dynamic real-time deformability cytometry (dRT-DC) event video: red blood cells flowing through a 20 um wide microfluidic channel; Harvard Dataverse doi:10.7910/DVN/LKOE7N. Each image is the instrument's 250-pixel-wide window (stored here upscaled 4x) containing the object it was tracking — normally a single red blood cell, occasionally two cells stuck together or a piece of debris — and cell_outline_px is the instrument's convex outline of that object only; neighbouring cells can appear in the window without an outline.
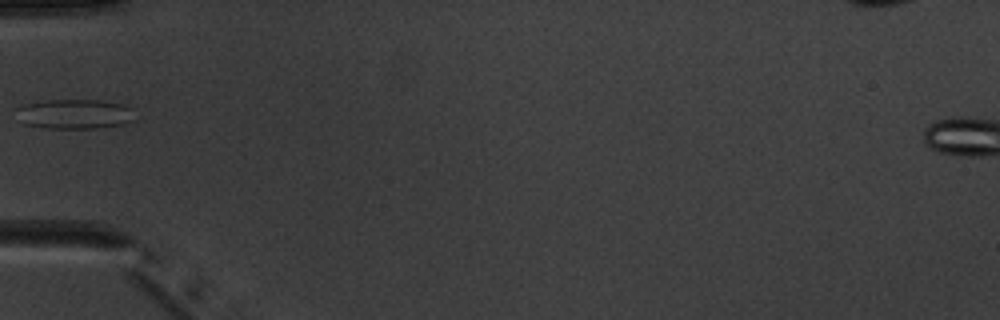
{"species": "common noctule bat (a hibernating species)", "species_latin": "Nyctalus noctula", "temperature_condition": "warm", "stored_images_in_passage": 3, "camera_frame_rate_fps": 3000, "um_per_image_px": 0.085, "animal": {"sex": "male", "body_mass_g": 20.1, "forearm_length_mm": 53.5}, "frame": {"image": 1, "passage_image": 2, "time_ms": 1.333, "image_size_px": [1000, 320], "cell_outline_px": [[136, 120], [124, 124], [100, 128], [44, 128], [24, 124], [16, 120], [16, 108], [24, 104], [48, 100], [100, 100], [124, 104], [132, 108]], "centroid_in_image_um": [6.34, 9.7], "position_along_channel_um": 78.7, "area_um2": 20.98}}
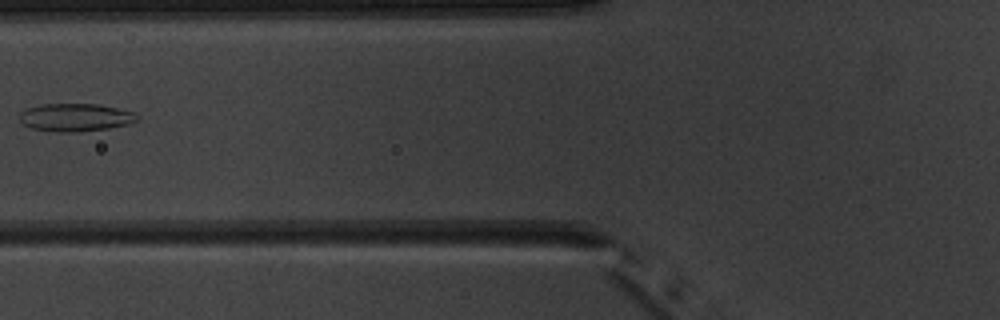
{"frame": {"image": 2, "passage_image": 3, "time_ms": 2.333, "image_size_px": [1000, 320], "cell_outline_px": [[140, 120], [128, 124], [108, 128], [76, 132], [56, 132], [32, 128], [24, 124], [20, 120], [20, 112], [28, 108], [40, 104], [100, 104], [120, 108], [136, 112], [140, 116]], "centroid_in_image_um": [6.48, 9.97], "position_along_channel_um": 119.3, "area_um2": 19.31}}